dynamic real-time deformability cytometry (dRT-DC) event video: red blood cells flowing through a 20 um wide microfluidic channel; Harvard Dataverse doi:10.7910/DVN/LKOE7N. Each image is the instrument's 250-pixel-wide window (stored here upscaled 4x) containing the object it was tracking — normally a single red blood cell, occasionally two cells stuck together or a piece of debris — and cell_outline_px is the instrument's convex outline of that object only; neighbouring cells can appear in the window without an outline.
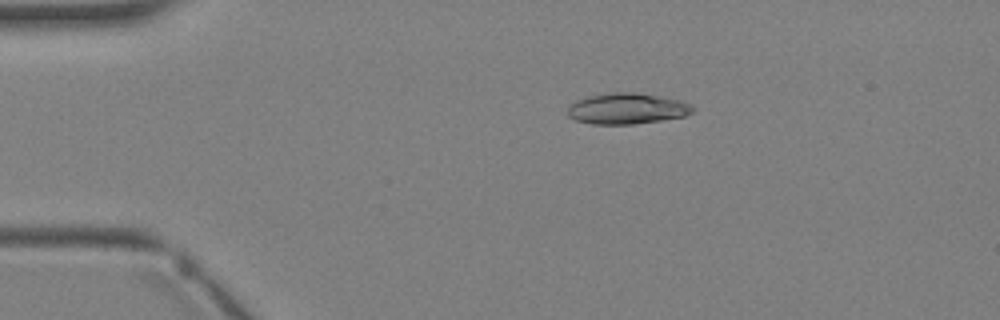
{"species": "Egyptian fruit bat (a non-hibernating species)", "species_latin": "Rousettus aegyptiacus", "temperature_condition": "warm", "stored_images_in_passage": 3, "camera_frame_rate_fps": 3000, "um_per_image_px": 0.085, "animal": {"sex": "female"}, "frame": {"image": 1, "passage_image": 1, "time_ms": 0.0, "image_size_px": [1000, 320], "cell_outline_px": [[692, 112], [684, 116], [660, 120], [632, 124], [592, 124], [576, 120], [568, 116], [568, 108], [576, 100], [588, 96], [612, 92], [636, 92], [676, 100], [688, 104], [692, 108]], "centroid_in_image_um": [53.22, 9.23], "position_along_channel_um": 31.8, "area_um2": 22.08}}
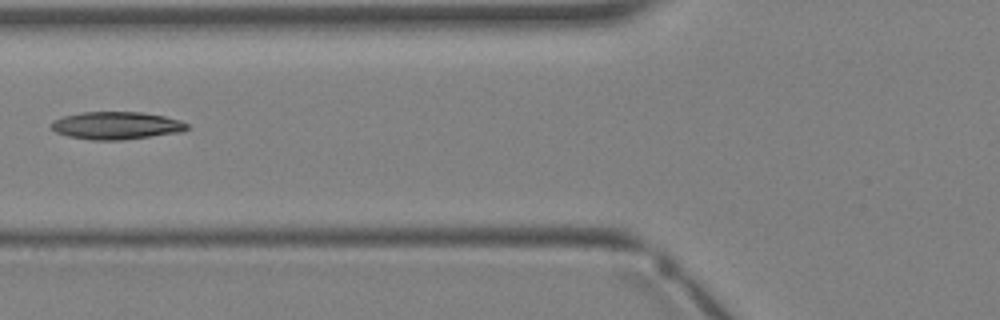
{"frame": {"image": 2, "passage_image": 3, "time_ms": 2.333, "image_size_px": [1000, 320], "cell_outline_px": [[188, 128], [184, 132], [120, 140], [92, 140], [68, 136], [56, 132], [52, 128], [52, 120], [64, 116], [80, 112], [140, 112], [164, 116], [180, 120], [188, 124]], "centroid_in_image_um": [9.91, 10.67], "position_along_channel_um": 115.9, "area_um2": 21.85}}